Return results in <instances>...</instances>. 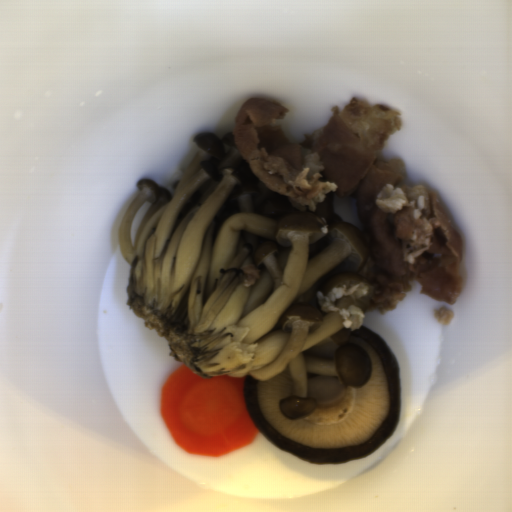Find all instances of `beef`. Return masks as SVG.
Segmentation results:
<instances>
[{
	"label": "beef",
	"mask_w": 512,
	"mask_h": 512,
	"mask_svg": "<svg viewBox=\"0 0 512 512\" xmlns=\"http://www.w3.org/2000/svg\"><path fill=\"white\" fill-rule=\"evenodd\" d=\"M241 270L245 276L243 284L245 287L253 285L260 278V270L255 267L251 260L243 261Z\"/></svg>",
	"instance_id": "obj_3"
},
{
	"label": "beef",
	"mask_w": 512,
	"mask_h": 512,
	"mask_svg": "<svg viewBox=\"0 0 512 512\" xmlns=\"http://www.w3.org/2000/svg\"><path fill=\"white\" fill-rule=\"evenodd\" d=\"M368 287L364 283L353 284L350 288L334 287L328 293L323 294L318 292V307L323 312H336L339 317L343 319L342 324L346 329L352 331L360 328L364 321L365 314L358 306L349 305L346 308H339L336 306V301L341 297H348L351 300H356L366 296Z\"/></svg>",
	"instance_id": "obj_2"
},
{
	"label": "beef",
	"mask_w": 512,
	"mask_h": 512,
	"mask_svg": "<svg viewBox=\"0 0 512 512\" xmlns=\"http://www.w3.org/2000/svg\"><path fill=\"white\" fill-rule=\"evenodd\" d=\"M454 317V312L452 309H448L446 307H441L437 311H435L434 318L439 324H449L452 322Z\"/></svg>",
	"instance_id": "obj_4"
},
{
	"label": "beef",
	"mask_w": 512,
	"mask_h": 512,
	"mask_svg": "<svg viewBox=\"0 0 512 512\" xmlns=\"http://www.w3.org/2000/svg\"><path fill=\"white\" fill-rule=\"evenodd\" d=\"M324 126L287 140L278 118L289 110L272 99L247 100L234 119V143L254 174L297 213L315 212L326 194L354 198L366 247L359 275L373 287L368 312L395 311L412 282L453 305L465 286L464 243L435 191L408 185L404 161L385 146L400 130L395 109L352 98Z\"/></svg>",
	"instance_id": "obj_1"
}]
</instances>
